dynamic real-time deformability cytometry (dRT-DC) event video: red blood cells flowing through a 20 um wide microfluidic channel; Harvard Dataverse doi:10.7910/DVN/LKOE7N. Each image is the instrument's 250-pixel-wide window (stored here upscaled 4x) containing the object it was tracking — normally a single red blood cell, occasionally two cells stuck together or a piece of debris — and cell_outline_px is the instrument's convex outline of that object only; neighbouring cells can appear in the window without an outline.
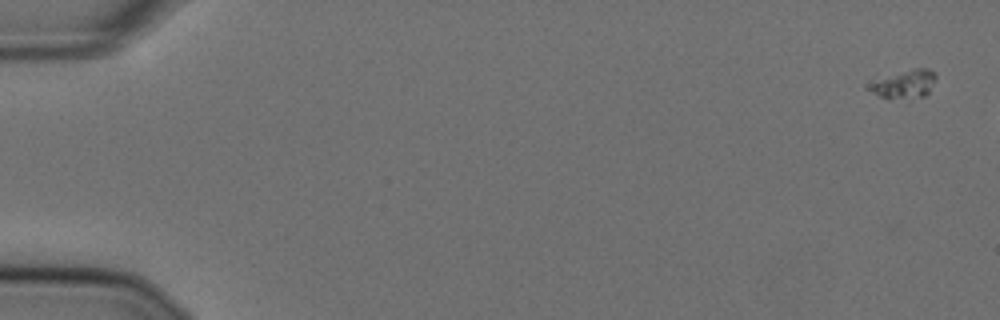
{"species": "Egyptian fruit bat (a non-hibernating species)", "species_latin": "Rousettus aegyptiacus", "temperature_condition": "cold", "stored_images_in_passage": 8, "camera_frame_rate_fps": 3000, "um_per_image_px": 0.085, "animal": {"sex": "female"}, "frame": {"image": 1, "passage_image": 1, "time_ms": 0.0, "image_size_px": [1000, 320], "cell_outline_px": [[936, 76], [928, 92], [924, 96], [888, 100], [880, 96], [868, 88], [872, 84], [916, 68], [928, 68]], "centroid_in_image_um": [76.95, 7.2], "position_along_channel_um": 8.0, "area_um2": 10.0}}